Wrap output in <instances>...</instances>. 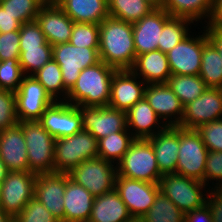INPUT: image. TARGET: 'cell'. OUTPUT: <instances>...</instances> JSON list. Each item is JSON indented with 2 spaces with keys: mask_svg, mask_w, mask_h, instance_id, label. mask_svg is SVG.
<instances>
[{
  "mask_svg": "<svg viewBox=\"0 0 222 222\" xmlns=\"http://www.w3.org/2000/svg\"><path fill=\"white\" fill-rule=\"evenodd\" d=\"M135 140L128 129L98 140V157L117 164Z\"/></svg>",
  "mask_w": 222,
  "mask_h": 222,
  "instance_id": "obj_32",
  "label": "cell"
},
{
  "mask_svg": "<svg viewBox=\"0 0 222 222\" xmlns=\"http://www.w3.org/2000/svg\"><path fill=\"white\" fill-rule=\"evenodd\" d=\"M117 175L148 183H159V171L153 146L148 139H135L116 164Z\"/></svg>",
  "mask_w": 222,
  "mask_h": 222,
  "instance_id": "obj_3",
  "label": "cell"
},
{
  "mask_svg": "<svg viewBox=\"0 0 222 222\" xmlns=\"http://www.w3.org/2000/svg\"><path fill=\"white\" fill-rule=\"evenodd\" d=\"M158 185L160 191L184 214L203 207L207 199L204 196L208 195L207 192L210 189L206 190L207 186L202 181L177 173L164 174ZM203 188L205 193H203Z\"/></svg>",
  "mask_w": 222,
  "mask_h": 222,
  "instance_id": "obj_6",
  "label": "cell"
},
{
  "mask_svg": "<svg viewBox=\"0 0 222 222\" xmlns=\"http://www.w3.org/2000/svg\"><path fill=\"white\" fill-rule=\"evenodd\" d=\"M0 159L8 171H29L27 146L18 123L0 131Z\"/></svg>",
  "mask_w": 222,
  "mask_h": 222,
  "instance_id": "obj_22",
  "label": "cell"
},
{
  "mask_svg": "<svg viewBox=\"0 0 222 222\" xmlns=\"http://www.w3.org/2000/svg\"><path fill=\"white\" fill-rule=\"evenodd\" d=\"M82 115V130L97 140L127 129L126 112L109 106H78Z\"/></svg>",
  "mask_w": 222,
  "mask_h": 222,
  "instance_id": "obj_12",
  "label": "cell"
},
{
  "mask_svg": "<svg viewBox=\"0 0 222 222\" xmlns=\"http://www.w3.org/2000/svg\"><path fill=\"white\" fill-rule=\"evenodd\" d=\"M212 5L213 0H165L162 9L172 17H185L197 23L209 19Z\"/></svg>",
  "mask_w": 222,
  "mask_h": 222,
  "instance_id": "obj_30",
  "label": "cell"
},
{
  "mask_svg": "<svg viewBox=\"0 0 222 222\" xmlns=\"http://www.w3.org/2000/svg\"><path fill=\"white\" fill-rule=\"evenodd\" d=\"M153 146L159 171L164 175L176 173L178 160L179 126H166L162 131L148 138Z\"/></svg>",
  "mask_w": 222,
  "mask_h": 222,
  "instance_id": "obj_23",
  "label": "cell"
},
{
  "mask_svg": "<svg viewBox=\"0 0 222 222\" xmlns=\"http://www.w3.org/2000/svg\"><path fill=\"white\" fill-rule=\"evenodd\" d=\"M68 176L97 197L115 189L117 170L114 163L97 157L81 162Z\"/></svg>",
  "mask_w": 222,
  "mask_h": 222,
  "instance_id": "obj_7",
  "label": "cell"
},
{
  "mask_svg": "<svg viewBox=\"0 0 222 222\" xmlns=\"http://www.w3.org/2000/svg\"><path fill=\"white\" fill-rule=\"evenodd\" d=\"M208 34V39L216 46L222 58V28L220 27H205Z\"/></svg>",
  "mask_w": 222,
  "mask_h": 222,
  "instance_id": "obj_51",
  "label": "cell"
},
{
  "mask_svg": "<svg viewBox=\"0 0 222 222\" xmlns=\"http://www.w3.org/2000/svg\"><path fill=\"white\" fill-rule=\"evenodd\" d=\"M204 47L199 76L208 88L222 89V58L216 46L208 39L205 27Z\"/></svg>",
  "mask_w": 222,
  "mask_h": 222,
  "instance_id": "obj_29",
  "label": "cell"
},
{
  "mask_svg": "<svg viewBox=\"0 0 222 222\" xmlns=\"http://www.w3.org/2000/svg\"><path fill=\"white\" fill-rule=\"evenodd\" d=\"M115 190L131 216H144L160 191L158 183H148L119 175L116 177Z\"/></svg>",
  "mask_w": 222,
  "mask_h": 222,
  "instance_id": "obj_14",
  "label": "cell"
},
{
  "mask_svg": "<svg viewBox=\"0 0 222 222\" xmlns=\"http://www.w3.org/2000/svg\"><path fill=\"white\" fill-rule=\"evenodd\" d=\"M222 118V89L207 88L196 100L184 106L179 127L197 129L202 124Z\"/></svg>",
  "mask_w": 222,
  "mask_h": 222,
  "instance_id": "obj_15",
  "label": "cell"
},
{
  "mask_svg": "<svg viewBox=\"0 0 222 222\" xmlns=\"http://www.w3.org/2000/svg\"><path fill=\"white\" fill-rule=\"evenodd\" d=\"M95 197L67 176L64 200V222H87Z\"/></svg>",
  "mask_w": 222,
  "mask_h": 222,
  "instance_id": "obj_25",
  "label": "cell"
},
{
  "mask_svg": "<svg viewBox=\"0 0 222 222\" xmlns=\"http://www.w3.org/2000/svg\"><path fill=\"white\" fill-rule=\"evenodd\" d=\"M126 119L127 129L135 139H148L166 127L145 98L126 112Z\"/></svg>",
  "mask_w": 222,
  "mask_h": 222,
  "instance_id": "obj_24",
  "label": "cell"
},
{
  "mask_svg": "<svg viewBox=\"0 0 222 222\" xmlns=\"http://www.w3.org/2000/svg\"><path fill=\"white\" fill-rule=\"evenodd\" d=\"M196 131L209 151L222 152V118L202 124Z\"/></svg>",
  "mask_w": 222,
  "mask_h": 222,
  "instance_id": "obj_43",
  "label": "cell"
},
{
  "mask_svg": "<svg viewBox=\"0 0 222 222\" xmlns=\"http://www.w3.org/2000/svg\"><path fill=\"white\" fill-rule=\"evenodd\" d=\"M52 59V45L46 42L39 48H20L19 63L25 75H33Z\"/></svg>",
  "mask_w": 222,
  "mask_h": 222,
  "instance_id": "obj_37",
  "label": "cell"
},
{
  "mask_svg": "<svg viewBox=\"0 0 222 222\" xmlns=\"http://www.w3.org/2000/svg\"><path fill=\"white\" fill-rule=\"evenodd\" d=\"M68 173L37 174L34 197L37 198L60 222H64V200Z\"/></svg>",
  "mask_w": 222,
  "mask_h": 222,
  "instance_id": "obj_17",
  "label": "cell"
},
{
  "mask_svg": "<svg viewBox=\"0 0 222 222\" xmlns=\"http://www.w3.org/2000/svg\"><path fill=\"white\" fill-rule=\"evenodd\" d=\"M130 217L127 206L114 189L95 197L89 222H126Z\"/></svg>",
  "mask_w": 222,
  "mask_h": 222,
  "instance_id": "obj_28",
  "label": "cell"
},
{
  "mask_svg": "<svg viewBox=\"0 0 222 222\" xmlns=\"http://www.w3.org/2000/svg\"><path fill=\"white\" fill-rule=\"evenodd\" d=\"M185 222H213V219L208 206L205 204L201 208L186 213Z\"/></svg>",
  "mask_w": 222,
  "mask_h": 222,
  "instance_id": "obj_49",
  "label": "cell"
},
{
  "mask_svg": "<svg viewBox=\"0 0 222 222\" xmlns=\"http://www.w3.org/2000/svg\"><path fill=\"white\" fill-rule=\"evenodd\" d=\"M37 174L29 171H8L2 181L0 194L1 210L15 218L34 197Z\"/></svg>",
  "mask_w": 222,
  "mask_h": 222,
  "instance_id": "obj_10",
  "label": "cell"
},
{
  "mask_svg": "<svg viewBox=\"0 0 222 222\" xmlns=\"http://www.w3.org/2000/svg\"><path fill=\"white\" fill-rule=\"evenodd\" d=\"M43 5L40 0H0V6L21 24L35 21Z\"/></svg>",
  "mask_w": 222,
  "mask_h": 222,
  "instance_id": "obj_38",
  "label": "cell"
},
{
  "mask_svg": "<svg viewBox=\"0 0 222 222\" xmlns=\"http://www.w3.org/2000/svg\"><path fill=\"white\" fill-rule=\"evenodd\" d=\"M207 24L204 27H220L222 28V0H213L210 17L205 20Z\"/></svg>",
  "mask_w": 222,
  "mask_h": 222,
  "instance_id": "obj_50",
  "label": "cell"
},
{
  "mask_svg": "<svg viewBox=\"0 0 222 222\" xmlns=\"http://www.w3.org/2000/svg\"><path fill=\"white\" fill-rule=\"evenodd\" d=\"M22 24L0 6V33L20 30Z\"/></svg>",
  "mask_w": 222,
  "mask_h": 222,
  "instance_id": "obj_48",
  "label": "cell"
},
{
  "mask_svg": "<svg viewBox=\"0 0 222 222\" xmlns=\"http://www.w3.org/2000/svg\"><path fill=\"white\" fill-rule=\"evenodd\" d=\"M116 71L101 60L81 70L65 101L76 106H108L111 81Z\"/></svg>",
  "mask_w": 222,
  "mask_h": 222,
  "instance_id": "obj_2",
  "label": "cell"
},
{
  "mask_svg": "<svg viewBox=\"0 0 222 222\" xmlns=\"http://www.w3.org/2000/svg\"><path fill=\"white\" fill-rule=\"evenodd\" d=\"M99 47H77L70 42L52 46V58L61 69L64 88L69 92L81 70L100 61Z\"/></svg>",
  "mask_w": 222,
  "mask_h": 222,
  "instance_id": "obj_8",
  "label": "cell"
},
{
  "mask_svg": "<svg viewBox=\"0 0 222 222\" xmlns=\"http://www.w3.org/2000/svg\"><path fill=\"white\" fill-rule=\"evenodd\" d=\"M167 85L183 106L196 100L208 88L199 75H171Z\"/></svg>",
  "mask_w": 222,
  "mask_h": 222,
  "instance_id": "obj_33",
  "label": "cell"
},
{
  "mask_svg": "<svg viewBox=\"0 0 222 222\" xmlns=\"http://www.w3.org/2000/svg\"><path fill=\"white\" fill-rule=\"evenodd\" d=\"M19 59L0 61V89L16 93L24 78Z\"/></svg>",
  "mask_w": 222,
  "mask_h": 222,
  "instance_id": "obj_39",
  "label": "cell"
},
{
  "mask_svg": "<svg viewBox=\"0 0 222 222\" xmlns=\"http://www.w3.org/2000/svg\"><path fill=\"white\" fill-rule=\"evenodd\" d=\"M23 136L27 146L29 172L35 174L55 172L54 150L56 139L38 120L21 121Z\"/></svg>",
  "mask_w": 222,
  "mask_h": 222,
  "instance_id": "obj_4",
  "label": "cell"
},
{
  "mask_svg": "<svg viewBox=\"0 0 222 222\" xmlns=\"http://www.w3.org/2000/svg\"><path fill=\"white\" fill-rule=\"evenodd\" d=\"M55 172L69 173L81 162L98 157V140L81 130L64 138H57L54 150Z\"/></svg>",
  "mask_w": 222,
  "mask_h": 222,
  "instance_id": "obj_5",
  "label": "cell"
},
{
  "mask_svg": "<svg viewBox=\"0 0 222 222\" xmlns=\"http://www.w3.org/2000/svg\"><path fill=\"white\" fill-rule=\"evenodd\" d=\"M69 42L77 47H99V24L74 22Z\"/></svg>",
  "mask_w": 222,
  "mask_h": 222,
  "instance_id": "obj_40",
  "label": "cell"
},
{
  "mask_svg": "<svg viewBox=\"0 0 222 222\" xmlns=\"http://www.w3.org/2000/svg\"><path fill=\"white\" fill-rule=\"evenodd\" d=\"M33 76L55 101L66 100L68 91L64 88L60 66L53 58L34 73Z\"/></svg>",
  "mask_w": 222,
  "mask_h": 222,
  "instance_id": "obj_34",
  "label": "cell"
},
{
  "mask_svg": "<svg viewBox=\"0 0 222 222\" xmlns=\"http://www.w3.org/2000/svg\"><path fill=\"white\" fill-rule=\"evenodd\" d=\"M99 58L116 70H130L136 58L133 24L112 17L99 24Z\"/></svg>",
  "mask_w": 222,
  "mask_h": 222,
  "instance_id": "obj_1",
  "label": "cell"
},
{
  "mask_svg": "<svg viewBox=\"0 0 222 222\" xmlns=\"http://www.w3.org/2000/svg\"><path fill=\"white\" fill-rule=\"evenodd\" d=\"M17 123L16 95L14 92L0 89V131Z\"/></svg>",
  "mask_w": 222,
  "mask_h": 222,
  "instance_id": "obj_42",
  "label": "cell"
},
{
  "mask_svg": "<svg viewBox=\"0 0 222 222\" xmlns=\"http://www.w3.org/2000/svg\"><path fill=\"white\" fill-rule=\"evenodd\" d=\"M14 218L4 213L0 208V222H11Z\"/></svg>",
  "mask_w": 222,
  "mask_h": 222,
  "instance_id": "obj_53",
  "label": "cell"
},
{
  "mask_svg": "<svg viewBox=\"0 0 222 222\" xmlns=\"http://www.w3.org/2000/svg\"><path fill=\"white\" fill-rule=\"evenodd\" d=\"M143 217L146 222H185V214L161 191Z\"/></svg>",
  "mask_w": 222,
  "mask_h": 222,
  "instance_id": "obj_36",
  "label": "cell"
},
{
  "mask_svg": "<svg viewBox=\"0 0 222 222\" xmlns=\"http://www.w3.org/2000/svg\"><path fill=\"white\" fill-rule=\"evenodd\" d=\"M154 9L146 0H108L109 16L132 24Z\"/></svg>",
  "mask_w": 222,
  "mask_h": 222,
  "instance_id": "obj_31",
  "label": "cell"
},
{
  "mask_svg": "<svg viewBox=\"0 0 222 222\" xmlns=\"http://www.w3.org/2000/svg\"><path fill=\"white\" fill-rule=\"evenodd\" d=\"M56 4L76 23L100 24L109 17L108 0H58Z\"/></svg>",
  "mask_w": 222,
  "mask_h": 222,
  "instance_id": "obj_27",
  "label": "cell"
},
{
  "mask_svg": "<svg viewBox=\"0 0 222 222\" xmlns=\"http://www.w3.org/2000/svg\"><path fill=\"white\" fill-rule=\"evenodd\" d=\"M155 8H163L165 0H146Z\"/></svg>",
  "mask_w": 222,
  "mask_h": 222,
  "instance_id": "obj_54",
  "label": "cell"
},
{
  "mask_svg": "<svg viewBox=\"0 0 222 222\" xmlns=\"http://www.w3.org/2000/svg\"><path fill=\"white\" fill-rule=\"evenodd\" d=\"M8 170L5 166V163L0 159V181H3L6 178Z\"/></svg>",
  "mask_w": 222,
  "mask_h": 222,
  "instance_id": "obj_52",
  "label": "cell"
},
{
  "mask_svg": "<svg viewBox=\"0 0 222 222\" xmlns=\"http://www.w3.org/2000/svg\"><path fill=\"white\" fill-rule=\"evenodd\" d=\"M42 1L44 4H54V0H40Z\"/></svg>",
  "mask_w": 222,
  "mask_h": 222,
  "instance_id": "obj_56",
  "label": "cell"
},
{
  "mask_svg": "<svg viewBox=\"0 0 222 222\" xmlns=\"http://www.w3.org/2000/svg\"><path fill=\"white\" fill-rule=\"evenodd\" d=\"M20 30L0 33V61L19 59Z\"/></svg>",
  "mask_w": 222,
  "mask_h": 222,
  "instance_id": "obj_45",
  "label": "cell"
},
{
  "mask_svg": "<svg viewBox=\"0 0 222 222\" xmlns=\"http://www.w3.org/2000/svg\"><path fill=\"white\" fill-rule=\"evenodd\" d=\"M2 181H0V194H1Z\"/></svg>",
  "mask_w": 222,
  "mask_h": 222,
  "instance_id": "obj_57",
  "label": "cell"
},
{
  "mask_svg": "<svg viewBox=\"0 0 222 222\" xmlns=\"http://www.w3.org/2000/svg\"><path fill=\"white\" fill-rule=\"evenodd\" d=\"M178 160L176 173L204 183L205 163L209 150L196 129L179 127Z\"/></svg>",
  "mask_w": 222,
  "mask_h": 222,
  "instance_id": "obj_9",
  "label": "cell"
},
{
  "mask_svg": "<svg viewBox=\"0 0 222 222\" xmlns=\"http://www.w3.org/2000/svg\"><path fill=\"white\" fill-rule=\"evenodd\" d=\"M216 181L215 187H222V152L209 151L205 163L204 184Z\"/></svg>",
  "mask_w": 222,
  "mask_h": 222,
  "instance_id": "obj_46",
  "label": "cell"
},
{
  "mask_svg": "<svg viewBox=\"0 0 222 222\" xmlns=\"http://www.w3.org/2000/svg\"><path fill=\"white\" fill-rule=\"evenodd\" d=\"M130 70L146 84L167 83L171 76L167 55L160 50L136 56Z\"/></svg>",
  "mask_w": 222,
  "mask_h": 222,
  "instance_id": "obj_26",
  "label": "cell"
},
{
  "mask_svg": "<svg viewBox=\"0 0 222 222\" xmlns=\"http://www.w3.org/2000/svg\"><path fill=\"white\" fill-rule=\"evenodd\" d=\"M126 222H146L143 216H131Z\"/></svg>",
  "mask_w": 222,
  "mask_h": 222,
  "instance_id": "obj_55",
  "label": "cell"
},
{
  "mask_svg": "<svg viewBox=\"0 0 222 222\" xmlns=\"http://www.w3.org/2000/svg\"><path fill=\"white\" fill-rule=\"evenodd\" d=\"M196 37L188 34L166 53L171 75H199L204 47V32Z\"/></svg>",
  "mask_w": 222,
  "mask_h": 222,
  "instance_id": "obj_16",
  "label": "cell"
},
{
  "mask_svg": "<svg viewBox=\"0 0 222 222\" xmlns=\"http://www.w3.org/2000/svg\"><path fill=\"white\" fill-rule=\"evenodd\" d=\"M146 85L131 70H117L111 81L108 106L127 112L144 98Z\"/></svg>",
  "mask_w": 222,
  "mask_h": 222,
  "instance_id": "obj_19",
  "label": "cell"
},
{
  "mask_svg": "<svg viewBox=\"0 0 222 222\" xmlns=\"http://www.w3.org/2000/svg\"><path fill=\"white\" fill-rule=\"evenodd\" d=\"M16 222H60L35 197H33L15 218Z\"/></svg>",
  "mask_w": 222,
  "mask_h": 222,
  "instance_id": "obj_41",
  "label": "cell"
},
{
  "mask_svg": "<svg viewBox=\"0 0 222 222\" xmlns=\"http://www.w3.org/2000/svg\"><path fill=\"white\" fill-rule=\"evenodd\" d=\"M46 42L44 33L36 21L26 22L20 27V48H39Z\"/></svg>",
  "mask_w": 222,
  "mask_h": 222,
  "instance_id": "obj_44",
  "label": "cell"
},
{
  "mask_svg": "<svg viewBox=\"0 0 222 222\" xmlns=\"http://www.w3.org/2000/svg\"><path fill=\"white\" fill-rule=\"evenodd\" d=\"M194 22L185 17H171L163 26L158 50L163 53L169 52L190 32L188 26Z\"/></svg>",
  "mask_w": 222,
  "mask_h": 222,
  "instance_id": "obj_35",
  "label": "cell"
},
{
  "mask_svg": "<svg viewBox=\"0 0 222 222\" xmlns=\"http://www.w3.org/2000/svg\"><path fill=\"white\" fill-rule=\"evenodd\" d=\"M35 21L50 45L54 46L70 41L74 21L56 3L44 4Z\"/></svg>",
  "mask_w": 222,
  "mask_h": 222,
  "instance_id": "obj_21",
  "label": "cell"
},
{
  "mask_svg": "<svg viewBox=\"0 0 222 222\" xmlns=\"http://www.w3.org/2000/svg\"><path fill=\"white\" fill-rule=\"evenodd\" d=\"M55 139L64 138L82 130L79 107L66 101H55L38 120Z\"/></svg>",
  "mask_w": 222,
  "mask_h": 222,
  "instance_id": "obj_13",
  "label": "cell"
},
{
  "mask_svg": "<svg viewBox=\"0 0 222 222\" xmlns=\"http://www.w3.org/2000/svg\"><path fill=\"white\" fill-rule=\"evenodd\" d=\"M15 95L18 122L39 120L55 102L33 75L24 76Z\"/></svg>",
  "mask_w": 222,
  "mask_h": 222,
  "instance_id": "obj_11",
  "label": "cell"
},
{
  "mask_svg": "<svg viewBox=\"0 0 222 222\" xmlns=\"http://www.w3.org/2000/svg\"><path fill=\"white\" fill-rule=\"evenodd\" d=\"M208 195L206 196V205L208 206L213 222H222V187H209Z\"/></svg>",
  "mask_w": 222,
  "mask_h": 222,
  "instance_id": "obj_47",
  "label": "cell"
},
{
  "mask_svg": "<svg viewBox=\"0 0 222 222\" xmlns=\"http://www.w3.org/2000/svg\"><path fill=\"white\" fill-rule=\"evenodd\" d=\"M144 98L166 126L181 124L184 106L167 83L147 84Z\"/></svg>",
  "mask_w": 222,
  "mask_h": 222,
  "instance_id": "obj_18",
  "label": "cell"
},
{
  "mask_svg": "<svg viewBox=\"0 0 222 222\" xmlns=\"http://www.w3.org/2000/svg\"><path fill=\"white\" fill-rule=\"evenodd\" d=\"M172 16L162 8H155L138 22L133 23L136 56L158 50L164 24Z\"/></svg>",
  "mask_w": 222,
  "mask_h": 222,
  "instance_id": "obj_20",
  "label": "cell"
}]
</instances>
